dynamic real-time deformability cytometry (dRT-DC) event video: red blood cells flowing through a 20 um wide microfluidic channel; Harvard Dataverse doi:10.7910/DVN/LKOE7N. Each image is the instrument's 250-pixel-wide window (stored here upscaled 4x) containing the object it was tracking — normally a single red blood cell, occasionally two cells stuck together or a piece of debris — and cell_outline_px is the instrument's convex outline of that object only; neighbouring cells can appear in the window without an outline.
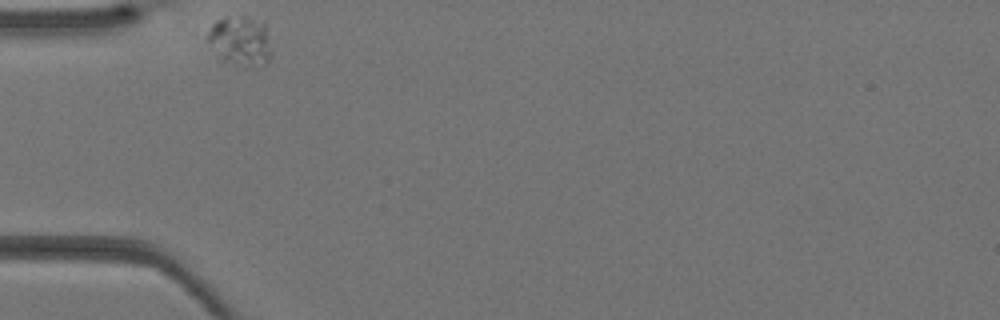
{"species": "Egyptian fruit bat (a non-hibernating species)", "species_latin": "Rousettus aegyptiacus", "temperature_condition": "warm", "stored_images_in_passage": 23, "camera_frame_rate_fps": 3000, "um_per_image_px": 0.085, "animal": {"sex": "female"}, "frame": {"image": 1, "passage_image": 1, "time_ms": 0.0, "image_size_px": [1000, 320], "cell_outline_px": [[272, 56], [264, 64], [252, 68], [224, 60], [208, 40], [208, 32], [212, 24], [216, 20], [224, 16], [244, 16], [264, 24], [272, 52]], "centroid_in_image_um": [20.46, 3.47], "position_along_channel_um": 64.5, "area_um2": 18.03}}
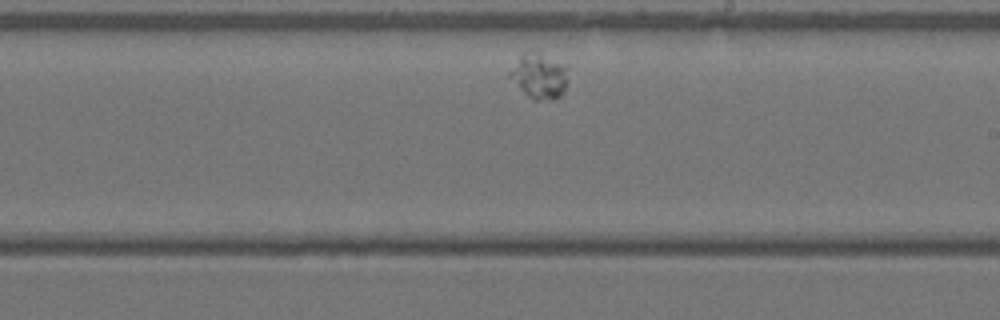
{"frame": {"image": 2, "passage_image": 14, "time_ms": 4.333, "image_size_px": [1000, 320], "cell_outline_px": [[568, 68], [564, 92], [560, 96], [552, 100], [532, 100], [508, 76], [508, 72], [520, 56], [524, 52], [540, 52], [568, 64]], "centroid_in_image_um": [45.87, 6.44], "position_along_channel_um": 243.1, "area_um2": 15.55}}
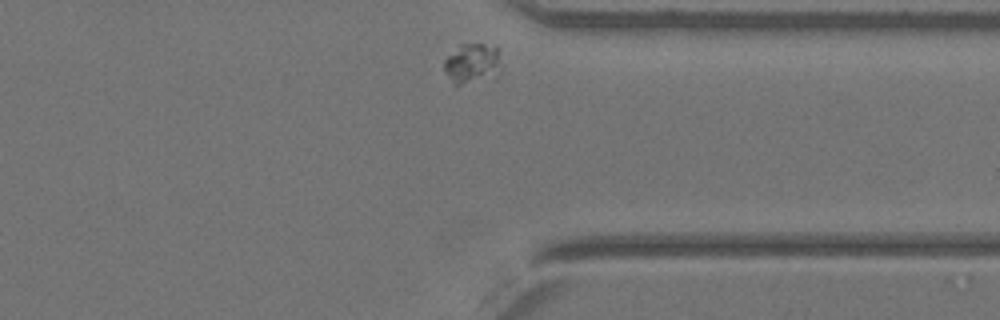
{"frame": {"image": 3, "passage_image": 23, "time_ms": 7.333, "image_size_px": [1000, 320], "cell_outline_px": [[496, 76], [460, 84], [456, 84], [452, 80], [444, 68], [444, 60], [460, 44], [496, 44]], "centroid_in_image_um": [40.08, 5.35], "position_along_channel_um": 371.3, "area_um2": 12.43}}